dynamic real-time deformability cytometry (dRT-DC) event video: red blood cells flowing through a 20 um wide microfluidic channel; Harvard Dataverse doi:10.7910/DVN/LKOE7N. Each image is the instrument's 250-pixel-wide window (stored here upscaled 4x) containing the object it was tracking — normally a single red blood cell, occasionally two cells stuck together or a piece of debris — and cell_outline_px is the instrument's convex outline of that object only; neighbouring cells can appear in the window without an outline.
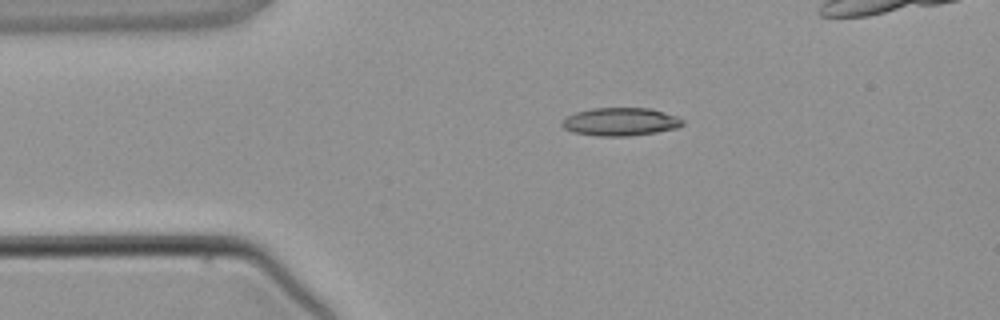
{"species": "common noctule bat (a hibernating species)", "species_latin": "Nyctalus noctula", "temperature_condition": "warm", "stored_images_in_passage": 3, "camera_frame_rate_fps": 3000, "um_per_image_px": 0.085, "animal": {"sex": "male", "body_mass_g": 21.5, "forearm_length_mm": 52.0}, "frame": {"image": 1, "passage_image": 1, "time_ms": 0.0, "image_size_px": [1000, 320], "cell_outline_px": [[684, 124], [676, 128], [656, 132], [628, 136], [596, 136], [572, 132], [564, 128], [560, 124], [568, 116], [576, 112], [592, 108], [652, 108], [676, 116], [684, 120]], "centroid_in_image_um": [52.74, 10.35], "position_along_channel_um": 32.3, "area_um2": 19.71}}